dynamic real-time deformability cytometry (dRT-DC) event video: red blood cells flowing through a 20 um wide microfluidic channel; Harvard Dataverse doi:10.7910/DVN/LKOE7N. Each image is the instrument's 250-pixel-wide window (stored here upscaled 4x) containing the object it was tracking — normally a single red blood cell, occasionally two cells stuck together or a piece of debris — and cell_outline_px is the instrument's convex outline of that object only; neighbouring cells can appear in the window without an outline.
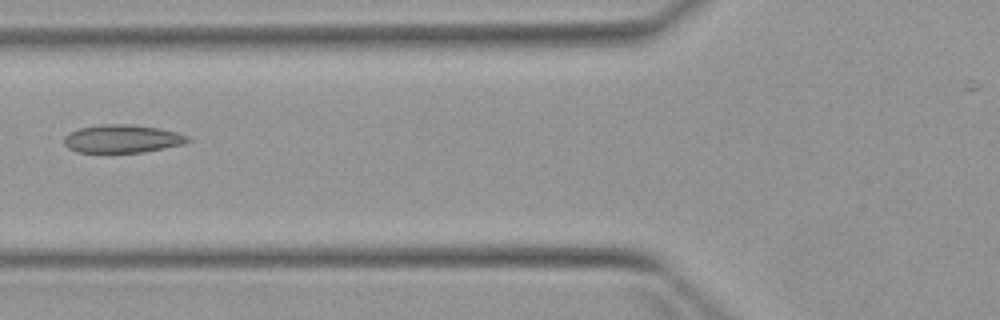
{"species": "Egyptian fruit bat (a non-hibernating species)", "species_latin": "Rousettus aegyptiacus", "temperature_condition": "warm", "stored_images_in_passage": 6, "camera_frame_rate_fps": 3000, "um_per_image_px": 0.085, "animal": {"sex": "female"}, "frame": {"image": 1, "passage_image": 6, "time_ms": 5.667, "image_size_px": [1000, 320], "cell_outline_px": [[192, 140], [184, 144], [144, 152], [76, 152], [68, 148], [64, 144], [64, 136], [68, 132], [80, 128], [100, 124], [132, 124], [160, 128], [176, 132], [188, 136]], "centroid_in_image_um": [10.39, 11.79], "position_along_channel_um": 115.4, "area_um2": 20.4}}